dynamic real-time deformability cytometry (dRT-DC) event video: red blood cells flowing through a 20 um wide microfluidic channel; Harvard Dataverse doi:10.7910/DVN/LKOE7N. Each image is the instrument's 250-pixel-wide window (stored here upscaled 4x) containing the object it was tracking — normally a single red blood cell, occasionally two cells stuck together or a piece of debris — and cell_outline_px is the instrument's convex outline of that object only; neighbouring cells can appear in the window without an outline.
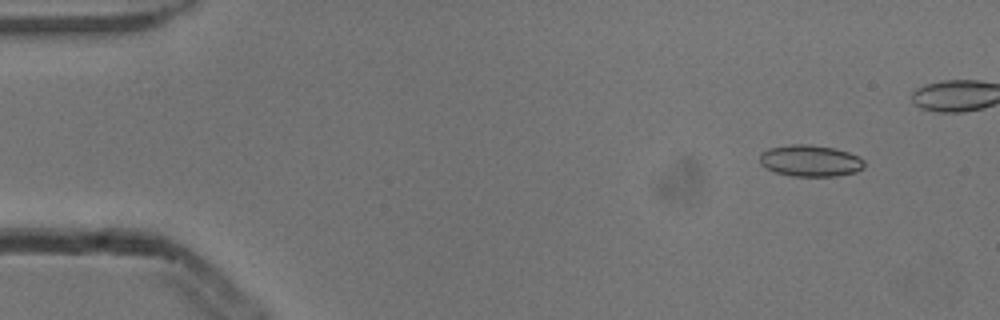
{"species": "common noctule bat (a hibernating species)", "species_latin": "Nyctalus noctula", "temperature_condition": "cold", "stored_images_in_passage": 4, "camera_frame_rate_fps": 3000, "um_per_image_px": 0.085, "animal": {"sex": "male", "body_mass_g": 13.3}, "frame": {"image": 1, "passage_image": 1, "time_ms": 0.0, "image_size_px": [1000, 320], "cell_outline_px": [[864, 168], [856, 172], [836, 176], [792, 176], [776, 172], [760, 164], [760, 152], [768, 148], [792, 144], [808, 144], [836, 148], [848, 152], [864, 160]], "centroid_in_image_um": [68.87, 13.66], "position_along_channel_um": 16.1, "area_um2": 19.25}}